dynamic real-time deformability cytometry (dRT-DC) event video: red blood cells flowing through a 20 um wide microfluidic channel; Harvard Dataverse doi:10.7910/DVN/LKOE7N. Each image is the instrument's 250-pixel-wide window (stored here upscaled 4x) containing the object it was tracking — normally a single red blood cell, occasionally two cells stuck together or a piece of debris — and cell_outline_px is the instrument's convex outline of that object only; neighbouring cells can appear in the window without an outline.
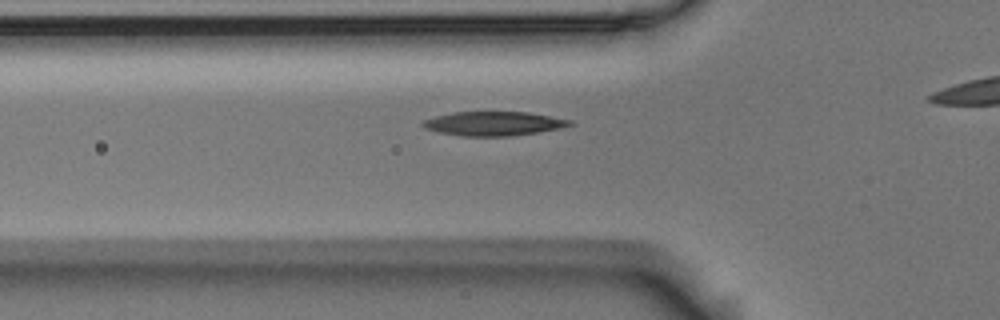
{"species": "Egyptian fruit bat (a non-hibernating species)", "species_latin": "Rousettus aegyptiacus", "temperature_condition": "room temperature", "stored_images_in_passage": 6, "camera_frame_rate_fps": 3000, "um_per_image_px": 0.085, "animal": {"sex": "male"}, "frame": {"image": 1, "passage_image": 6, "time_ms": 1.667, "image_size_px": [1000, 320], "cell_outline_px": [[576, 124], [560, 128], [536, 132], [508, 136], [464, 136], [440, 132], [424, 128], [420, 124], [424, 120], [436, 116], [452, 112], [528, 112], [572, 120]], "centroid_in_image_um": [41.97, 10.5], "position_along_channel_um": 83.8, "area_um2": 20.52}}